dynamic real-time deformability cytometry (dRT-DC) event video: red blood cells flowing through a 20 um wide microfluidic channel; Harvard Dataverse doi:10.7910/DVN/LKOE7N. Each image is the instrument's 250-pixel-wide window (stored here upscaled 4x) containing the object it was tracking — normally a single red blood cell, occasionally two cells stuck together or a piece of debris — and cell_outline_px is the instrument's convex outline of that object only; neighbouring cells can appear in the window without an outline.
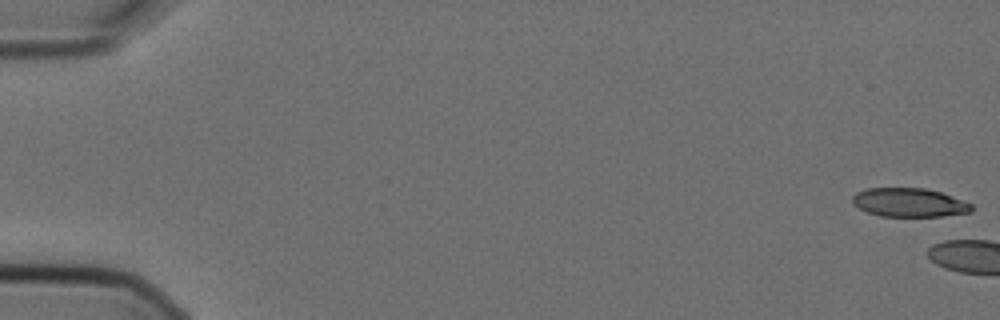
{"species": "Egyptian fruit bat (a non-hibernating species)", "species_latin": "Rousettus aegyptiacus", "temperature_condition": "cold", "stored_images_in_passage": 2, "camera_frame_rate_fps": 3000, "um_per_image_px": 0.085, "animal": {"sex": "female"}, "frame": {"image": 1, "passage_image": 1, "time_ms": 0.0, "image_size_px": [1000, 320], "cell_outline_px": [[972, 212], [944, 216], [880, 216], [868, 212], [852, 204], [852, 196], [856, 192], [868, 188], [924, 188], [940, 192], [972, 204]], "centroid_in_image_um": [77.27, 17.21], "position_along_channel_um": 7.7, "area_um2": 19.88}}